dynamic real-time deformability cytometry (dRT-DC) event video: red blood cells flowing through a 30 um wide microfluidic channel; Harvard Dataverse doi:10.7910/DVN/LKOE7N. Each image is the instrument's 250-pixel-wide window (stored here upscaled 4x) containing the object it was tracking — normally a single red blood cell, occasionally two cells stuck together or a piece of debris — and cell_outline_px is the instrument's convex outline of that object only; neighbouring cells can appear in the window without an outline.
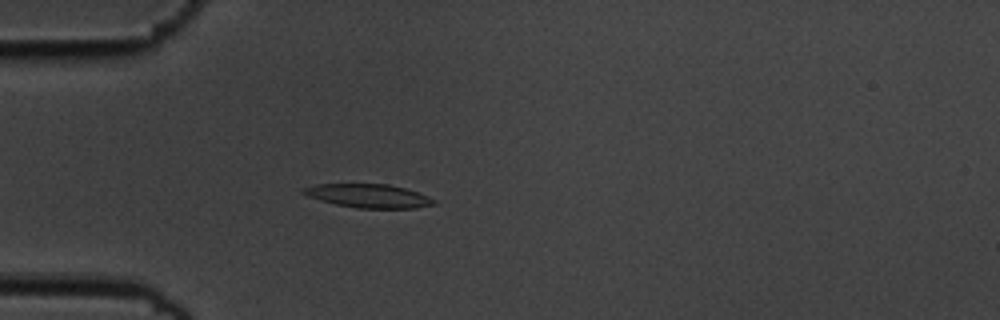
{"species": "common noctule bat (a hibernating species)", "species_latin": "Nyctalus noctula", "temperature_condition": "cold", "stored_images_in_passage": 3, "camera_frame_rate_fps": 3000, "um_per_image_px": 0.085, "animal": {"sex": "male", "body_mass_g": 19.5, "forearm_length_mm": 54.6}, "frame": {"image": 1, "passage_image": 3, "time_ms": 0.667, "image_size_px": [1000, 320], "cell_outline_px": [[436, 204], [416, 208], [356, 208], [336, 204], [320, 200], [308, 196], [300, 192], [304, 188], [316, 184], [388, 184], [404, 188], [428, 196], [436, 200]], "centroid_in_image_um": [31.33, 16.65], "position_along_channel_um": 53.7, "area_um2": 17.86}}